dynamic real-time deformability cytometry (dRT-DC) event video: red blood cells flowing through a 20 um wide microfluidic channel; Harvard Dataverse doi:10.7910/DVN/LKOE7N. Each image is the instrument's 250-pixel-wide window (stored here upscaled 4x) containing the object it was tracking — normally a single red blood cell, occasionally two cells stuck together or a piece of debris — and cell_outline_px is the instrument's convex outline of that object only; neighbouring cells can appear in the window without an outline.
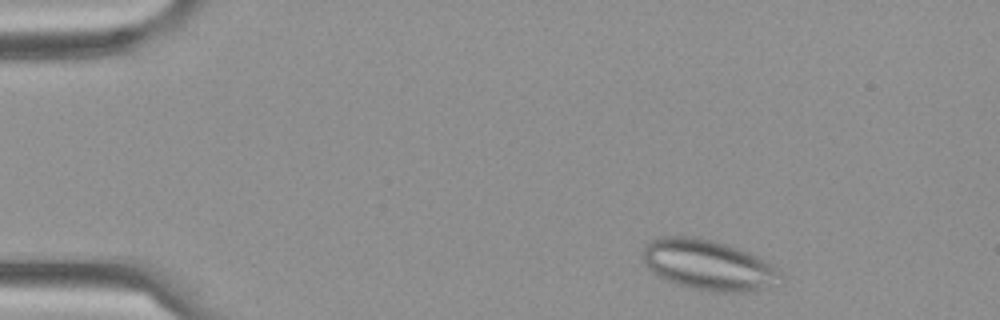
{"species": "Egyptian fruit bat (a non-hibernating species)", "species_latin": "Rousettus aegyptiacus", "temperature_condition": "cold", "stored_images_in_passage": 6, "camera_frame_rate_fps": 3000, "um_per_image_px": 0.085, "frame": {"image": 1, "passage_image": 1, "time_ms": 0.0, "image_size_px": [1000, 320], "cell_outline_px": [[788, 280], [744, 292], [712, 292], [692, 288], [676, 284], [664, 280], [656, 276], [644, 264], [644, 244], [648, 240], [660, 236], [696, 236], [712, 240], [748, 252], [772, 264], [784, 272]], "centroid_in_image_um": [60.2, 22.52], "position_along_channel_um": 24.8, "area_um2": 40.86}}